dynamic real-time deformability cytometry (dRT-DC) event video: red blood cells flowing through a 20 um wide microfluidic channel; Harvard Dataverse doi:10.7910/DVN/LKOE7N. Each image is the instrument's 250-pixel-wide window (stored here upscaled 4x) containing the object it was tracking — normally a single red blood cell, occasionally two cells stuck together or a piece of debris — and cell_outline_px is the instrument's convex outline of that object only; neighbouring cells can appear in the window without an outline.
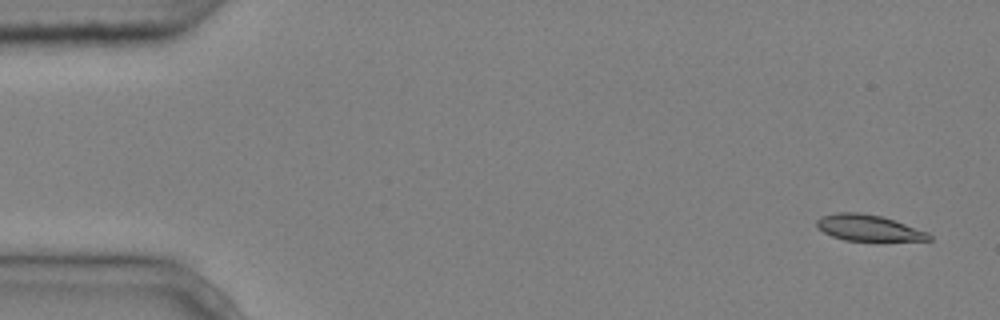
{"species": "common noctule bat (a hibernating species)", "species_latin": "Nyctalus noctula", "temperature_condition": "cold", "stored_images_in_passage": 8, "camera_frame_rate_fps": 3000, "um_per_image_px": 0.085, "animal": {"sex": "male", "body_mass_g": 20.4}, "frame": {"image": 1, "passage_image": 1, "time_ms": 0.0, "image_size_px": [1000, 320], "cell_outline_px": [[932, 240], [844, 240], [832, 236], [824, 232], [816, 224], [816, 220], [820, 216], [840, 212], [856, 212], [880, 216], [928, 232], [932, 236]], "centroid_in_image_um": [73.79, 19.36], "position_along_channel_um": 11.2, "area_um2": 16.65}}
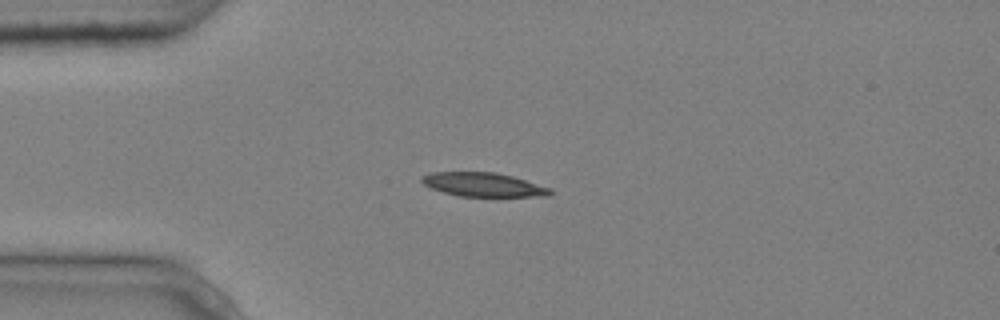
{"frame": {"image": 2, "passage_image": 4, "time_ms": 1.0, "image_size_px": [1000, 320], "cell_outline_px": [[552, 196], [460, 196], [444, 192], [432, 188], [424, 184], [420, 180], [420, 176], [432, 172], [496, 172], [512, 176], [552, 188]], "centroid_in_image_um": [41.1, 15.69], "position_along_channel_um": 43.9, "area_um2": 17.86}}
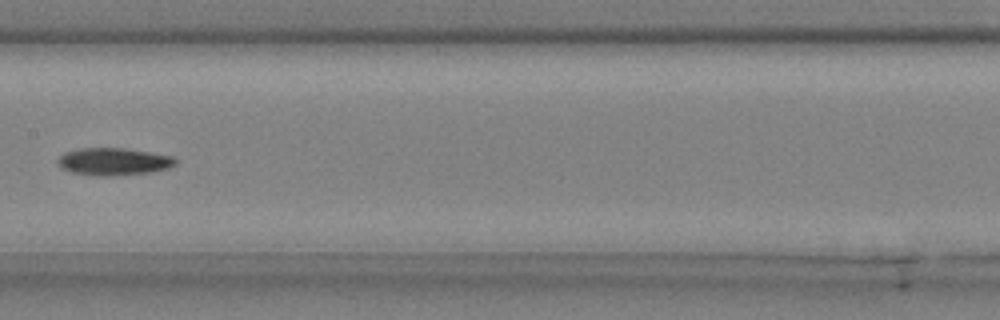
{"frame": {"image": 3, "passage_image": 8, "time_ms": 2.333, "image_size_px": [1000, 320], "cell_outline_px": [[180, 160], [176, 164], [168, 168], [148, 172], [108, 176], [96, 176], [72, 172], [60, 168], [56, 160], [64, 152], [80, 148], [124, 148], [172, 156]], "centroid_in_image_um": [9.63, 13.73], "position_along_channel_um": 197.8, "area_um2": 18.79}}